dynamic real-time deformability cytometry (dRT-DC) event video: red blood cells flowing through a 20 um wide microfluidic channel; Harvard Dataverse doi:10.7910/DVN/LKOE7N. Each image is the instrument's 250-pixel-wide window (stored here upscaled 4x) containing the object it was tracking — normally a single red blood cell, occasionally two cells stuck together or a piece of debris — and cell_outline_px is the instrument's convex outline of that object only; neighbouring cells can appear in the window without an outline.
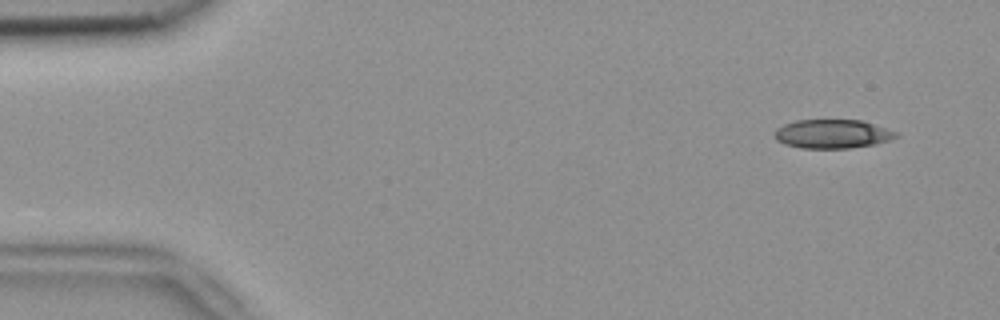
{"species": "common noctule bat (a hibernating species)", "species_latin": "Nyctalus noctula", "temperature_condition": "room temperature", "stored_images_in_passage": 11, "camera_frame_rate_fps": 3000, "um_per_image_px": 0.085, "animal": {"sex": "female", "body_mass_g": 18.4}, "frame": {"image": 1, "passage_image": 1, "time_ms": 0.0, "image_size_px": [1000, 320], "cell_outline_px": [[900, 136], [876, 144], [848, 148], [800, 148], [784, 144], [776, 140], [772, 132], [776, 128], [784, 124], [796, 120], [860, 120], [900, 132]], "centroid_in_image_um": [70.74, 11.38], "position_along_channel_um": 14.3, "area_um2": 20.63}}